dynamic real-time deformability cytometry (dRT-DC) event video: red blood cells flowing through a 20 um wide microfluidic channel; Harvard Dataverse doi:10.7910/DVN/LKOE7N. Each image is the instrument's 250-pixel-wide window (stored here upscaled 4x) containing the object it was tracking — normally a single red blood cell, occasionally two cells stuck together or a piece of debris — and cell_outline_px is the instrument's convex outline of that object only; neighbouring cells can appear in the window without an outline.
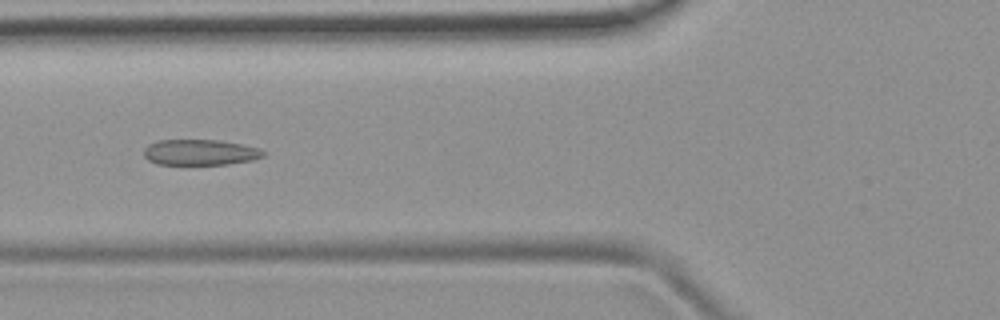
{"species": "common noctule bat (a hibernating species)", "species_latin": "Nyctalus noctula", "temperature_condition": "room temperature", "stored_images_in_passage": 52, "camera_frame_rate_fps": 3000, "um_per_image_px": 0.085, "animal": {"sex": "female", "body_mass_g": 19.9}, "frame": {"image": 1, "passage_image": 20, "time_ms": 6.333, "image_size_px": [1000, 320], "cell_outline_px": [[268, 152], [264, 156], [252, 160], [228, 164], [156, 164], [148, 160], [144, 156], [144, 148], [148, 144], [156, 140], [220, 140], [260, 148]], "centroid_in_image_um": [17.02, 12.94], "position_along_channel_um": 108.8, "area_um2": 18.03}}
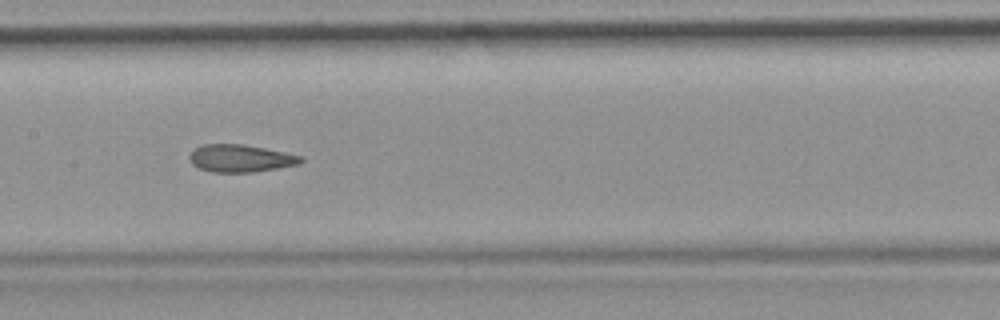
{"frame": {"image": 2, "passage_image": 26, "time_ms": 8.333, "image_size_px": [1000, 320], "cell_outline_px": [[304, 160], [300, 164], [252, 172], [212, 172], [200, 168], [192, 164], [188, 160], [188, 156], [200, 144], [240, 144], [264, 148], [304, 156]], "centroid_in_image_um": [20.44, 13.45], "position_along_channel_um": 187.0, "area_um2": 17.8}}
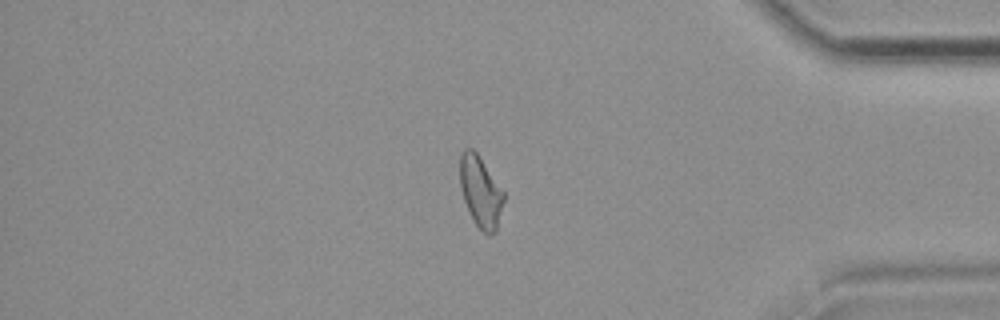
{"frame": {"image": 3, "passage_image": 44, "time_ms": 14.333, "image_size_px": [1000, 320], "cell_outline_px": [[504, 200], [496, 232], [488, 236], [472, 220], [464, 200], [460, 188], [460, 152], [464, 148], [472, 148], [476, 152], [504, 192]], "centroid_in_image_um": [40.83, 16.3], "position_along_channel_um": 394.4, "area_um2": 18.09}, "authors_computed_cell_mechanics": {"area_um2": 19.1029, "velocity_mm_per_s": 3.9049, "shape_relaxation_time_tau1_ms": null, "shape_relaxation_time_tau2_ms": 2.1904, "deformation_change_tau1": null, "deformation_change_tau2": 0.0812}}